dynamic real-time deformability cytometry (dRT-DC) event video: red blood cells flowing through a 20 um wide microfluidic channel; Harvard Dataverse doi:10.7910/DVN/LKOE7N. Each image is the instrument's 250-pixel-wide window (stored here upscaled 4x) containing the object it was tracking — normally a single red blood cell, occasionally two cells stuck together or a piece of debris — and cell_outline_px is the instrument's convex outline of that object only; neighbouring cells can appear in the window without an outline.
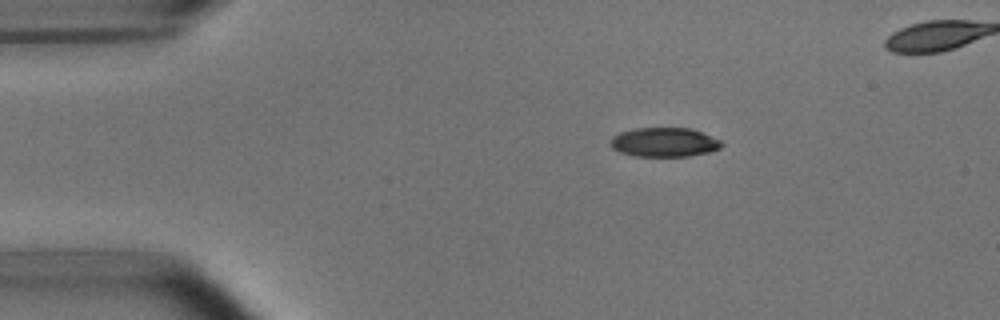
{"species": "common noctule bat (a hibernating species)", "species_latin": "Nyctalus noctula", "temperature_condition": "room temperature", "stored_images_in_passage": 42, "camera_frame_rate_fps": 3000, "um_per_image_px": 0.085, "animal": {"sex": "male", "body_mass_g": 15.6}, "frame": {"image": 1, "passage_image": 2, "time_ms": 0.333, "image_size_px": [1000, 320], "cell_outline_px": [[724, 144], [720, 148], [708, 152], [688, 156], [632, 156], [620, 152], [612, 148], [612, 136], [620, 132], [636, 128], [688, 128], [700, 132], [720, 140]], "centroid_in_image_um": [56.45, 12.09], "position_along_channel_um": 28.6, "area_um2": 18.73}}
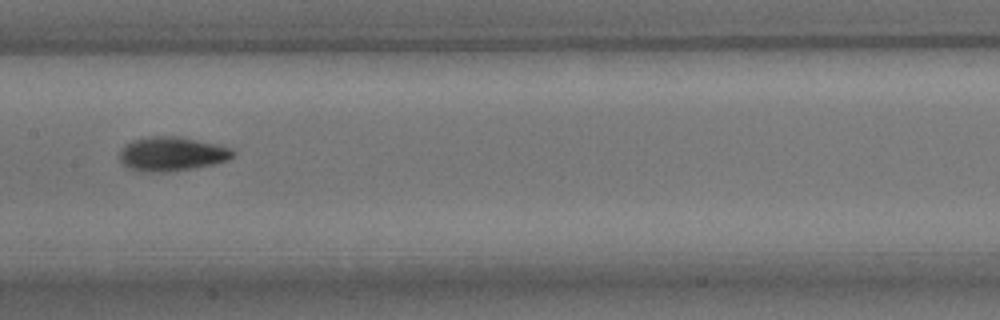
{"frame": {"image": 2, "passage_image": 19, "time_ms": 6.0, "image_size_px": [1000, 320], "cell_outline_px": [[236, 156], [228, 160], [212, 164], [192, 168], [168, 172], [136, 172], [128, 168], [120, 160], [120, 152], [132, 140], [148, 136], [180, 136], [216, 144], [232, 148], [236, 152]], "centroid_in_image_um": [14.63, 13.09], "position_along_channel_um": 192.8, "area_um2": 22.72}}
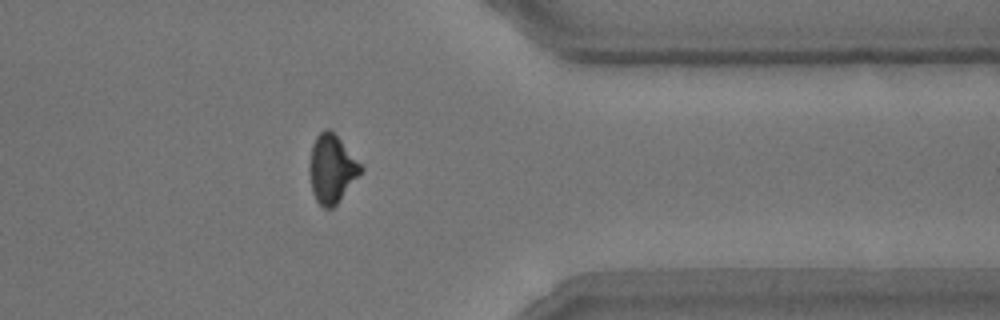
{"frame": {"image": 3, "passage_image": 35, "time_ms": 11.333, "image_size_px": [1000, 320], "cell_outline_px": [[364, 168], [336, 204], [332, 208], [324, 208], [316, 200], [312, 192], [308, 168], [312, 144], [316, 136], [324, 128], [328, 128], [340, 140]], "centroid_in_image_um": [28.16, 14.34], "position_along_channel_um": 383.2, "area_um2": 20.06}}